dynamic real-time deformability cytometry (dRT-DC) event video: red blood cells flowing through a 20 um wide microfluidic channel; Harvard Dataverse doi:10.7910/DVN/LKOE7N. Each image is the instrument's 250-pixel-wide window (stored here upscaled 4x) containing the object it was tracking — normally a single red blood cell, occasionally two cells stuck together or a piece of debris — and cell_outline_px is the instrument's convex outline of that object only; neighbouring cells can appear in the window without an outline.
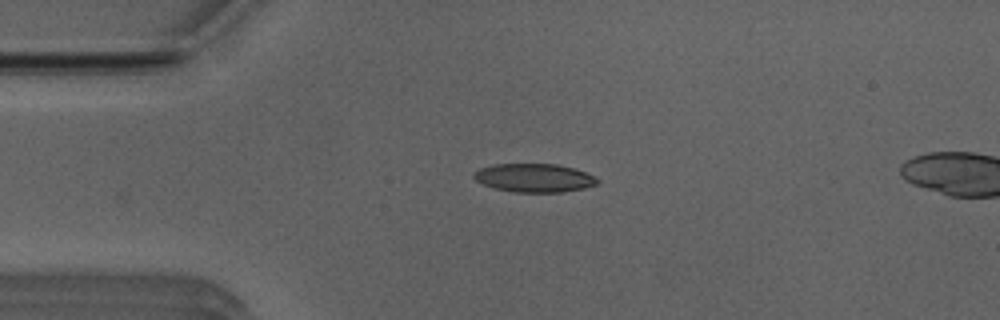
{"species": "Egyptian fruit bat (a non-hibernating species)", "species_latin": "Rousettus aegyptiacus", "temperature_condition": "room temperature", "stored_images_in_passage": 27, "camera_frame_rate_fps": 3000, "um_per_image_px": 0.085, "animal": {"sex": "male"}, "frame": {"image": 1, "passage_image": 1, "time_ms": 0.0, "image_size_px": [1000, 320], "cell_outline_px": [[600, 180], [596, 184], [584, 188], [560, 192], [516, 192], [492, 188], [476, 180], [472, 176], [472, 172], [480, 168], [492, 164], [556, 164], [572, 168], [584, 172]], "centroid_in_image_um": [45.35, 15.12], "position_along_channel_um": 39.7, "area_um2": 20.4}}
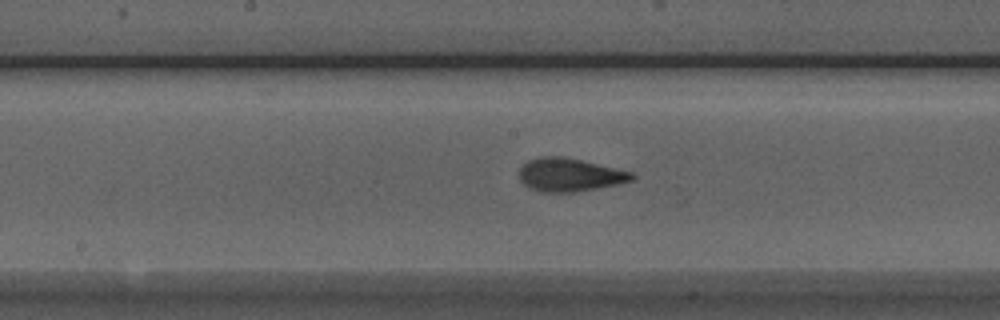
{"frame": {"image": 2, "passage_image": 15, "time_ms": 4.667, "image_size_px": [1000, 320], "cell_outline_px": [[636, 176], [632, 180], [616, 184], [576, 192], [540, 192], [528, 188], [520, 180], [520, 168], [528, 160], [540, 156], [560, 156], [580, 160], [632, 172]], "centroid_in_image_um": [48.38, 14.86], "position_along_channel_um": 199.8, "area_um2": 21.62}}
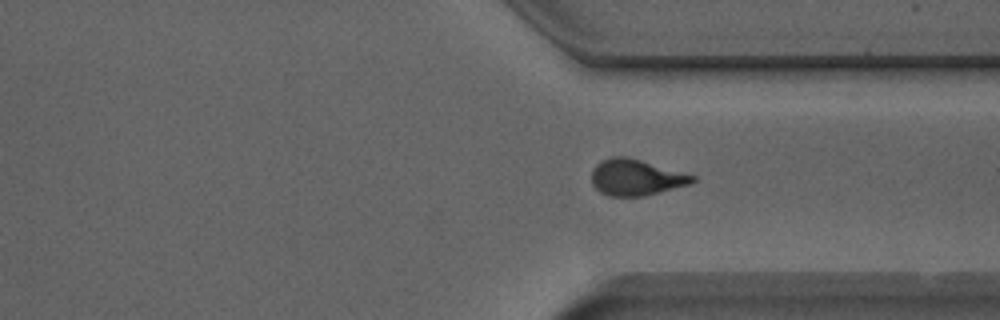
{"frame": {"image": 3, "passage_image": 27, "time_ms": 8.667, "image_size_px": [1000, 320], "cell_outline_px": [[696, 180], [692, 184], [644, 196], [608, 196], [600, 192], [592, 184], [592, 168], [600, 160], [612, 156], [628, 156], [696, 176]], "centroid_in_image_um": [54.05, 15.07], "position_along_channel_um": 357.4, "area_um2": 21.44}}